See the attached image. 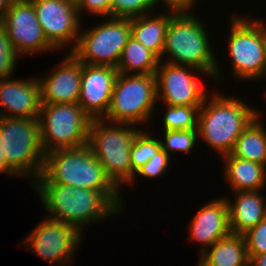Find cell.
Here are the masks:
<instances>
[{
  "label": "cell",
  "mask_w": 266,
  "mask_h": 266,
  "mask_svg": "<svg viewBox=\"0 0 266 266\" xmlns=\"http://www.w3.org/2000/svg\"><path fill=\"white\" fill-rule=\"evenodd\" d=\"M33 182L102 191L121 211L123 210L120 189L109 178L88 145L46 153L42 174Z\"/></svg>",
  "instance_id": "1"
},
{
  "label": "cell",
  "mask_w": 266,
  "mask_h": 266,
  "mask_svg": "<svg viewBox=\"0 0 266 266\" xmlns=\"http://www.w3.org/2000/svg\"><path fill=\"white\" fill-rule=\"evenodd\" d=\"M37 185V186H36ZM44 209L52 220L76 227L98 222L111 214H119V208L102 192L62 184H35ZM82 228V229H81Z\"/></svg>",
  "instance_id": "2"
},
{
  "label": "cell",
  "mask_w": 266,
  "mask_h": 266,
  "mask_svg": "<svg viewBox=\"0 0 266 266\" xmlns=\"http://www.w3.org/2000/svg\"><path fill=\"white\" fill-rule=\"evenodd\" d=\"M204 26L203 21L190 12L175 13L166 29L162 56L167 53L170 55L167 63L189 66L208 78L218 80L220 67Z\"/></svg>",
  "instance_id": "3"
},
{
  "label": "cell",
  "mask_w": 266,
  "mask_h": 266,
  "mask_svg": "<svg viewBox=\"0 0 266 266\" xmlns=\"http://www.w3.org/2000/svg\"><path fill=\"white\" fill-rule=\"evenodd\" d=\"M208 98L199 109L198 137L223 157L231 154L237 138L259 113L236 97L213 93L210 102Z\"/></svg>",
  "instance_id": "4"
},
{
  "label": "cell",
  "mask_w": 266,
  "mask_h": 266,
  "mask_svg": "<svg viewBox=\"0 0 266 266\" xmlns=\"http://www.w3.org/2000/svg\"><path fill=\"white\" fill-rule=\"evenodd\" d=\"M105 123L108 122L103 119L91 120L87 145L109 178L121 188L124 183H132L135 179L130 150L140 129L131 128L132 124Z\"/></svg>",
  "instance_id": "5"
},
{
  "label": "cell",
  "mask_w": 266,
  "mask_h": 266,
  "mask_svg": "<svg viewBox=\"0 0 266 266\" xmlns=\"http://www.w3.org/2000/svg\"><path fill=\"white\" fill-rule=\"evenodd\" d=\"M0 142L7 166L36 181L45 161L38 118L0 117Z\"/></svg>",
  "instance_id": "6"
},
{
  "label": "cell",
  "mask_w": 266,
  "mask_h": 266,
  "mask_svg": "<svg viewBox=\"0 0 266 266\" xmlns=\"http://www.w3.org/2000/svg\"><path fill=\"white\" fill-rule=\"evenodd\" d=\"M156 102L155 74L119 73L103 120L140 126L151 119Z\"/></svg>",
  "instance_id": "7"
},
{
  "label": "cell",
  "mask_w": 266,
  "mask_h": 266,
  "mask_svg": "<svg viewBox=\"0 0 266 266\" xmlns=\"http://www.w3.org/2000/svg\"><path fill=\"white\" fill-rule=\"evenodd\" d=\"M91 120L78 103H42L38 121L44 153L87 145Z\"/></svg>",
  "instance_id": "8"
},
{
  "label": "cell",
  "mask_w": 266,
  "mask_h": 266,
  "mask_svg": "<svg viewBox=\"0 0 266 266\" xmlns=\"http://www.w3.org/2000/svg\"><path fill=\"white\" fill-rule=\"evenodd\" d=\"M229 56L233 75L238 80L266 76V24L252 18L232 16Z\"/></svg>",
  "instance_id": "9"
},
{
  "label": "cell",
  "mask_w": 266,
  "mask_h": 266,
  "mask_svg": "<svg viewBox=\"0 0 266 266\" xmlns=\"http://www.w3.org/2000/svg\"><path fill=\"white\" fill-rule=\"evenodd\" d=\"M70 51L81 63L117 67L122 51L131 38V19L112 18L79 33Z\"/></svg>",
  "instance_id": "10"
},
{
  "label": "cell",
  "mask_w": 266,
  "mask_h": 266,
  "mask_svg": "<svg viewBox=\"0 0 266 266\" xmlns=\"http://www.w3.org/2000/svg\"><path fill=\"white\" fill-rule=\"evenodd\" d=\"M45 218L46 220L40 222L35 230L27 235L24 243L46 262L64 266L65 262H71L73 253L75 254L82 243V232L72 225Z\"/></svg>",
  "instance_id": "11"
},
{
  "label": "cell",
  "mask_w": 266,
  "mask_h": 266,
  "mask_svg": "<svg viewBox=\"0 0 266 266\" xmlns=\"http://www.w3.org/2000/svg\"><path fill=\"white\" fill-rule=\"evenodd\" d=\"M47 41L57 50L76 46L80 20L75 0H31Z\"/></svg>",
  "instance_id": "12"
},
{
  "label": "cell",
  "mask_w": 266,
  "mask_h": 266,
  "mask_svg": "<svg viewBox=\"0 0 266 266\" xmlns=\"http://www.w3.org/2000/svg\"><path fill=\"white\" fill-rule=\"evenodd\" d=\"M0 25L19 56L56 50L47 41L31 0L11 3Z\"/></svg>",
  "instance_id": "13"
},
{
  "label": "cell",
  "mask_w": 266,
  "mask_h": 266,
  "mask_svg": "<svg viewBox=\"0 0 266 266\" xmlns=\"http://www.w3.org/2000/svg\"><path fill=\"white\" fill-rule=\"evenodd\" d=\"M188 68L159 61L155 71L157 101L161 99L170 106H202L209 90H205Z\"/></svg>",
  "instance_id": "14"
},
{
  "label": "cell",
  "mask_w": 266,
  "mask_h": 266,
  "mask_svg": "<svg viewBox=\"0 0 266 266\" xmlns=\"http://www.w3.org/2000/svg\"><path fill=\"white\" fill-rule=\"evenodd\" d=\"M118 74L116 67L82 63L78 104L92 120L106 116Z\"/></svg>",
  "instance_id": "15"
},
{
  "label": "cell",
  "mask_w": 266,
  "mask_h": 266,
  "mask_svg": "<svg viewBox=\"0 0 266 266\" xmlns=\"http://www.w3.org/2000/svg\"><path fill=\"white\" fill-rule=\"evenodd\" d=\"M47 77L38 78L41 103H78L82 63L71 53Z\"/></svg>",
  "instance_id": "16"
},
{
  "label": "cell",
  "mask_w": 266,
  "mask_h": 266,
  "mask_svg": "<svg viewBox=\"0 0 266 266\" xmlns=\"http://www.w3.org/2000/svg\"><path fill=\"white\" fill-rule=\"evenodd\" d=\"M20 80L0 79V104L4 110L0 117L38 118L42 104L39 80Z\"/></svg>",
  "instance_id": "17"
},
{
  "label": "cell",
  "mask_w": 266,
  "mask_h": 266,
  "mask_svg": "<svg viewBox=\"0 0 266 266\" xmlns=\"http://www.w3.org/2000/svg\"><path fill=\"white\" fill-rule=\"evenodd\" d=\"M189 224L190 239L202 244L201 253L228 236L231 232L226 198L223 197L206 203Z\"/></svg>",
  "instance_id": "18"
},
{
  "label": "cell",
  "mask_w": 266,
  "mask_h": 266,
  "mask_svg": "<svg viewBox=\"0 0 266 266\" xmlns=\"http://www.w3.org/2000/svg\"><path fill=\"white\" fill-rule=\"evenodd\" d=\"M234 193V202L226 198L230 232L243 235L266 218V198L259 191Z\"/></svg>",
  "instance_id": "19"
},
{
  "label": "cell",
  "mask_w": 266,
  "mask_h": 266,
  "mask_svg": "<svg viewBox=\"0 0 266 266\" xmlns=\"http://www.w3.org/2000/svg\"><path fill=\"white\" fill-rule=\"evenodd\" d=\"M225 159V180L236 192L260 191L266 184V166L235 157L232 154Z\"/></svg>",
  "instance_id": "20"
},
{
  "label": "cell",
  "mask_w": 266,
  "mask_h": 266,
  "mask_svg": "<svg viewBox=\"0 0 266 266\" xmlns=\"http://www.w3.org/2000/svg\"><path fill=\"white\" fill-rule=\"evenodd\" d=\"M197 266H249V257L243 235L230 233L200 253Z\"/></svg>",
  "instance_id": "21"
},
{
  "label": "cell",
  "mask_w": 266,
  "mask_h": 266,
  "mask_svg": "<svg viewBox=\"0 0 266 266\" xmlns=\"http://www.w3.org/2000/svg\"><path fill=\"white\" fill-rule=\"evenodd\" d=\"M167 13L169 14L155 15V17L147 14L131 19V37L152 51L159 58V61H162L163 58L162 50L167 26L170 18L176 12L169 11Z\"/></svg>",
  "instance_id": "22"
},
{
  "label": "cell",
  "mask_w": 266,
  "mask_h": 266,
  "mask_svg": "<svg viewBox=\"0 0 266 266\" xmlns=\"http://www.w3.org/2000/svg\"><path fill=\"white\" fill-rule=\"evenodd\" d=\"M258 117L242 131L231 154L266 166V128Z\"/></svg>",
  "instance_id": "23"
},
{
  "label": "cell",
  "mask_w": 266,
  "mask_h": 266,
  "mask_svg": "<svg viewBox=\"0 0 266 266\" xmlns=\"http://www.w3.org/2000/svg\"><path fill=\"white\" fill-rule=\"evenodd\" d=\"M158 64L159 58L131 37L122 51L116 68L122 74H131V72L134 74H155Z\"/></svg>",
  "instance_id": "24"
},
{
  "label": "cell",
  "mask_w": 266,
  "mask_h": 266,
  "mask_svg": "<svg viewBox=\"0 0 266 266\" xmlns=\"http://www.w3.org/2000/svg\"><path fill=\"white\" fill-rule=\"evenodd\" d=\"M161 148V139L153 138L150 133L140 130L135 135L130 150L132 171L135 173Z\"/></svg>",
  "instance_id": "25"
},
{
  "label": "cell",
  "mask_w": 266,
  "mask_h": 266,
  "mask_svg": "<svg viewBox=\"0 0 266 266\" xmlns=\"http://www.w3.org/2000/svg\"><path fill=\"white\" fill-rule=\"evenodd\" d=\"M166 106L164 114L165 130L197 129L198 114L201 106Z\"/></svg>",
  "instance_id": "26"
},
{
  "label": "cell",
  "mask_w": 266,
  "mask_h": 266,
  "mask_svg": "<svg viewBox=\"0 0 266 266\" xmlns=\"http://www.w3.org/2000/svg\"><path fill=\"white\" fill-rule=\"evenodd\" d=\"M164 142L161 139L162 149L168 154L170 152L179 151L188 153L194 148L198 140L197 129L190 130H164Z\"/></svg>",
  "instance_id": "27"
},
{
  "label": "cell",
  "mask_w": 266,
  "mask_h": 266,
  "mask_svg": "<svg viewBox=\"0 0 266 266\" xmlns=\"http://www.w3.org/2000/svg\"><path fill=\"white\" fill-rule=\"evenodd\" d=\"M154 6L155 0H111L110 17L132 19L148 14Z\"/></svg>",
  "instance_id": "28"
},
{
  "label": "cell",
  "mask_w": 266,
  "mask_h": 266,
  "mask_svg": "<svg viewBox=\"0 0 266 266\" xmlns=\"http://www.w3.org/2000/svg\"><path fill=\"white\" fill-rule=\"evenodd\" d=\"M18 56L12 47L8 33L0 25V79L12 76Z\"/></svg>",
  "instance_id": "29"
},
{
  "label": "cell",
  "mask_w": 266,
  "mask_h": 266,
  "mask_svg": "<svg viewBox=\"0 0 266 266\" xmlns=\"http://www.w3.org/2000/svg\"><path fill=\"white\" fill-rule=\"evenodd\" d=\"M248 255L266 253V218L243 234Z\"/></svg>",
  "instance_id": "30"
},
{
  "label": "cell",
  "mask_w": 266,
  "mask_h": 266,
  "mask_svg": "<svg viewBox=\"0 0 266 266\" xmlns=\"http://www.w3.org/2000/svg\"><path fill=\"white\" fill-rule=\"evenodd\" d=\"M170 157L171 156L161 148L146 164L135 172V176L139 174L146 178L150 177L151 179L161 176L169 168Z\"/></svg>",
  "instance_id": "31"
},
{
  "label": "cell",
  "mask_w": 266,
  "mask_h": 266,
  "mask_svg": "<svg viewBox=\"0 0 266 266\" xmlns=\"http://www.w3.org/2000/svg\"><path fill=\"white\" fill-rule=\"evenodd\" d=\"M76 4L78 13L87 10L89 13L105 16V19L110 17L111 0H76Z\"/></svg>",
  "instance_id": "32"
},
{
  "label": "cell",
  "mask_w": 266,
  "mask_h": 266,
  "mask_svg": "<svg viewBox=\"0 0 266 266\" xmlns=\"http://www.w3.org/2000/svg\"><path fill=\"white\" fill-rule=\"evenodd\" d=\"M165 5L169 7V10L178 12H190L189 9L197 3V0H161ZM160 0H155V4H160Z\"/></svg>",
  "instance_id": "33"
},
{
  "label": "cell",
  "mask_w": 266,
  "mask_h": 266,
  "mask_svg": "<svg viewBox=\"0 0 266 266\" xmlns=\"http://www.w3.org/2000/svg\"><path fill=\"white\" fill-rule=\"evenodd\" d=\"M249 266H266V253L259 255H248Z\"/></svg>",
  "instance_id": "34"
},
{
  "label": "cell",
  "mask_w": 266,
  "mask_h": 266,
  "mask_svg": "<svg viewBox=\"0 0 266 266\" xmlns=\"http://www.w3.org/2000/svg\"><path fill=\"white\" fill-rule=\"evenodd\" d=\"M1 173H6L12 176H17L8 166L7 163L4 159L3 151H2V144L0 142V174Z\"/></svg>",
  "instance_id": "35"
},
{
  "label": "cell",
  "mask_w": 266,
  "mask_h": 266,
  "mask_svg": "<svg viewBox=\"0 0 266 266\" xmlns=\"http://www.w3.org/2000/svg\"><path fill=\"white\" fill-rule=\"evenodd\" d=\"M11 2L9 0H0V21L4 18L7 13Z\"/></svg>",
  "instance_id": "36"
},
{
  "label": "cell",
  "mask_w": 266,
  "mask_h": 266,
  "mask_svg": "<svg viewBox=\"0 0 266 266\" xmlns=\"http://www.w3.org/2000/svg\"><path fill=\"white\" fill-rule=\"evenodd\" d=\"M11 3H15V2H24V1H30V0H9Z\"/></svg>",
  "instance_id": "37"
}]
</instances>
